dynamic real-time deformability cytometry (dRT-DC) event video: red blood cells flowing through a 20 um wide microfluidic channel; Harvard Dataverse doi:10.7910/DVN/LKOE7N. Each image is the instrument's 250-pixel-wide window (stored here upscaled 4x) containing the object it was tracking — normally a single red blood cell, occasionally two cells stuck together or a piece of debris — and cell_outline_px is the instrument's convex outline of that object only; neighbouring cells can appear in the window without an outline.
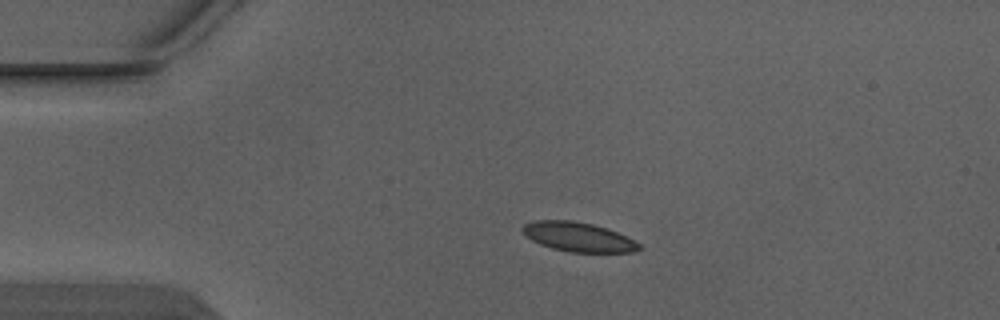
{"species": "Egyptian fruit bat (a non-hibernating species)", "species_latin": "Rousettus aegyptiacus", "temperature_condition": "warm", "stored_images_in_passage": 2, "camera_frame_rate_fps": 3000, "um_per_image_px": 0.085, "animal": {"sex": "male"}, "frame": {"image": 1, "passage_image": 2, "time_ms": 0.333, "image_size_px": [1000, 320], "cell_outline_px": [[644, 248], [632, 252], [568, 252], [552, 248], [540, 244], [532, 240], [520, 228], [524, 224], [532, 220], [572, 220], [592, 224], [608, 228], [640, 244]], "centroid_in_image_um": [49.14, 20.13], "position_along_channel_um": 35.9, "area_um2": 19.88}}